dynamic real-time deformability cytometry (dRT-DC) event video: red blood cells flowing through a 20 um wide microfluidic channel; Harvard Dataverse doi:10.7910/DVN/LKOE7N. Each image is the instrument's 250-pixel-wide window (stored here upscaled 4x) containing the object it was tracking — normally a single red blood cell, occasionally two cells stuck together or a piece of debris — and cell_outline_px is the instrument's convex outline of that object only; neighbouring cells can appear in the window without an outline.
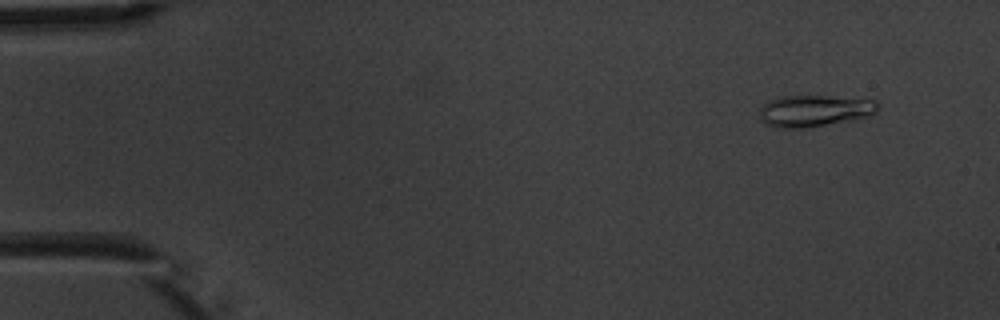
{"species": "common noctule bat (a hibernating species)", "species_latin": "Nyctalus noctula", "temperature_condition": "warm", "stored_images_in_passage": 8, "camera_frame_rate_fps": 3000, "um_per_image_px": 0.085, "animal": {"sex": "male", "body_mass_g": 20.1, "forearm_length_mm": 53.5}, "frame": {"image": 1, "passage_image": 2, "time_ms": 1.333, "image_size_px": [1000, 320], "cell_outline_px": [[876, 112], [852, 120], [800, 128], [780, 128], [764, 124], [760, 112], [760, 108], [764, 104], [780, 96], [828, 96], [876, 100]], "centroid_in_image_um": [69.18, 9.41], "position_along_channel_um": 15.8, "area_um2": 21.27}}
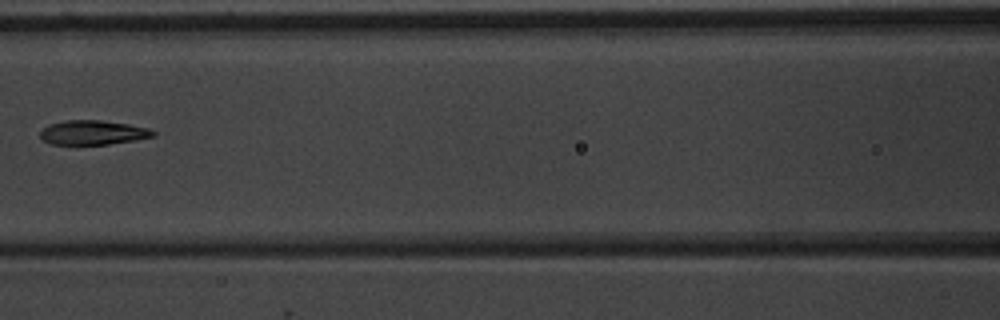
{"frame": {"image": 2, "passage_image": 7, "time_ms": 8.0, "image_size_px": [1000, 320], "cell_outline_px": [[156, 136], [108, 144], [52, 144], [44, 140], [40, 136], [40, 132], [48, 124], [68, 120], [100, 120], [128, 124], [148, 128], [156, 132]], "centroid_in_image_um": [7.9, 11.26], "position_along_channel_um": 158.7, "area_um2": 15.84}}
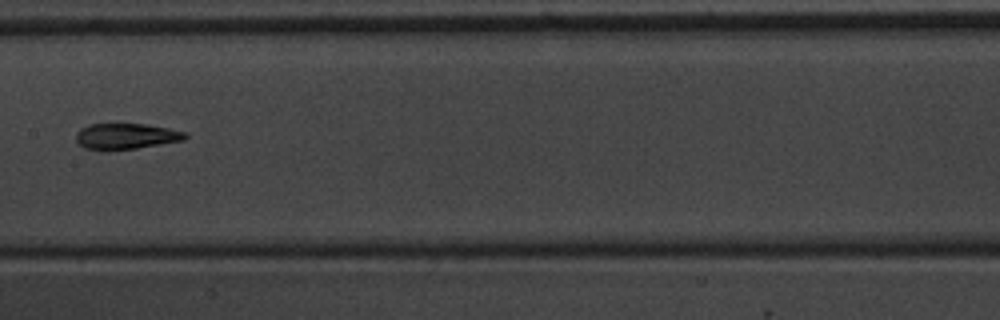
{"frame": {"image": 3, "passage_image": 8, "time_ms": 9.0, "image_size_px": [1000, 320], "cell_outline_px": [[188, 136], [184, 140], [136, 148], [100, 152], [84, 148], [76, 140], [76, 132], [80, 128], [88, 124], [144, 124], [168, 128], [184, 132]], "centroid_in_image_um": [10.64, 11.6], "position_along_channel_um": 196.8, "area_um2": 16.65}}